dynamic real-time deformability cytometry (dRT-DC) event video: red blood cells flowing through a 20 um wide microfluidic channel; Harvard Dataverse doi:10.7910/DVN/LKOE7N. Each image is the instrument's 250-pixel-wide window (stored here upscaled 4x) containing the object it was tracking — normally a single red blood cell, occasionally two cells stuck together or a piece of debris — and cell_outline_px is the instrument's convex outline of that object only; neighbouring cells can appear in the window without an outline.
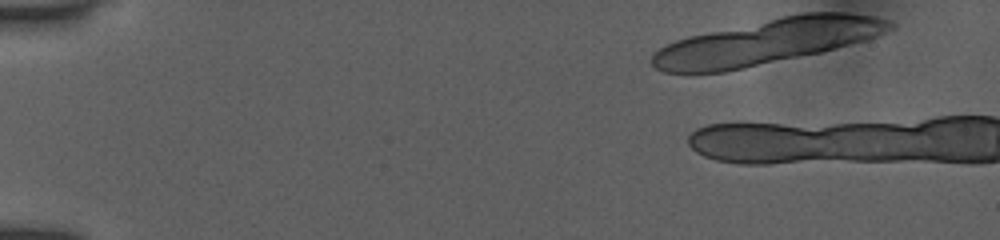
{"species": "human", "species_latin": "Homo sapiens", "temperature_condition": "room temperature", "stored_images_in_passage": 4, "camera_frame_rate_fps": 3000, "um_per_image_px": 0.085, "donor": {"sex": "female"}, "frame": {"image": 1, "passage_image": 1, "time_ms": 0.0, "image_size_px": [1000, 240], "cell_outline_px": [[896, 24], [892, 28], [876, 36], [864, 40], [820, 52], [744, 68], [724, 72], [664, 72], [656, 68], [652, 64], [652, 52], [676, 40], [688, 36], [784, 16], [804, 12], [848, 12], [876, 16], [888, 20]], "centroid_in_image_um": [65.21, 3.53], "position_along_channel_um": 19.8, "area_um2": 61.79}}